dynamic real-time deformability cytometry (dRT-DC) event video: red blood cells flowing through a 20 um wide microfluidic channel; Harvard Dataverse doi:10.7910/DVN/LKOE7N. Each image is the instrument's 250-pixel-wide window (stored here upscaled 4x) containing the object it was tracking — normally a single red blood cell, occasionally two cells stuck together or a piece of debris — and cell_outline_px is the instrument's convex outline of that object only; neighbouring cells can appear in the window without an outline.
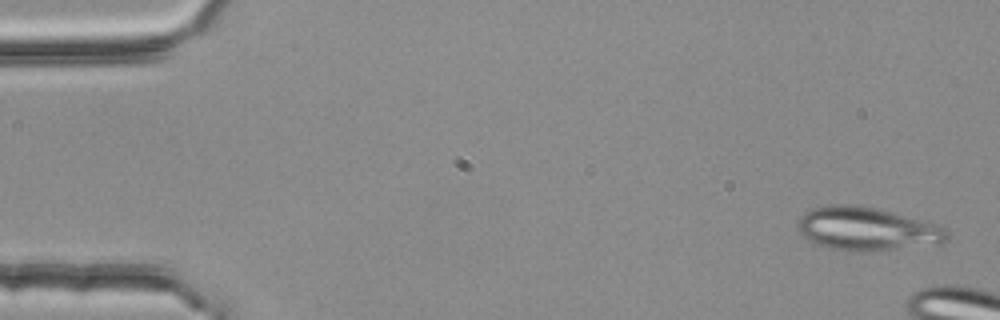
{"species": "common noctule bat (a hibernating species)", "species_latin": "Nyctalus noctula", "temperature_condition": "room temperature", "stored_images_in_passage": 3, "camera_frame_rate_fps": 3000, "um_per_image_px": 0.085, "animal": {"sex": "female", "body_mass_g": 25.1}, "frame": {"image": 1, "passage_image": 1, "time_ms": 0.0, "image_size_px": [1000, 320], "cell_outline_px": [[948, 240], [940, 244], [872, 252], [852, 252], [832, 248], [820, 244], [804, 236], [796, 228], [796, 224], [800, 216], [808, 208], [828, 204], [848, 204], [876, 208], [940, 224], [948, 232]], "centroid_in_image_um": [73.71, 19.45], "position_along_channel_um": 11.3, "area_um2": 38.26}}